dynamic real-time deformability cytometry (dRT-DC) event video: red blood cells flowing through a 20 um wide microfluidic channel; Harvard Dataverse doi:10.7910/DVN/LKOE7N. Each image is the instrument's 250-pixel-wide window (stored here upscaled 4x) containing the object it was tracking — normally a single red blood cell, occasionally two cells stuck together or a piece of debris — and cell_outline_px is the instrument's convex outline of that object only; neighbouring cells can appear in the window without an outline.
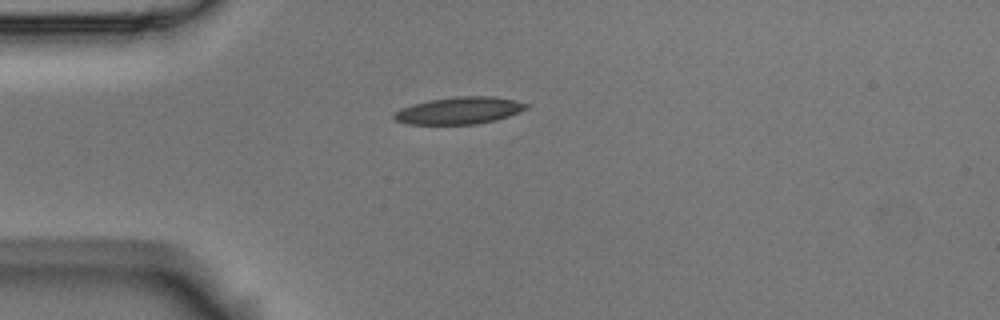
{"species": "Egyptian fruit bat (a non-hibernating species)", "species_latin": "Rousettus aegyptiacus", "temperature_condition": "room temperature", "stored_images_in_passage": 8, "camera_frame_rate_fps": 3000, "um_per_image_px": 0.085, "animal": {"sex": "male"}, "frame": {"image": 1, "passage_image": 1, "time_ms": 0.0, "image_size_px": [1000, 320], "cell_outline_px": [[528, 108], [508, 116], [496, 120], [476, 124], [408, 124], [396, 120], [392, 116], [400, 108], [412, 104], [432, 100], [456, 96], [496, 96], [516, 100], [528, 104]], "centroid_in_image_um": [39.06, 9.39], "position_along_channel_um": 45.9, "area_um2": 20.81}}
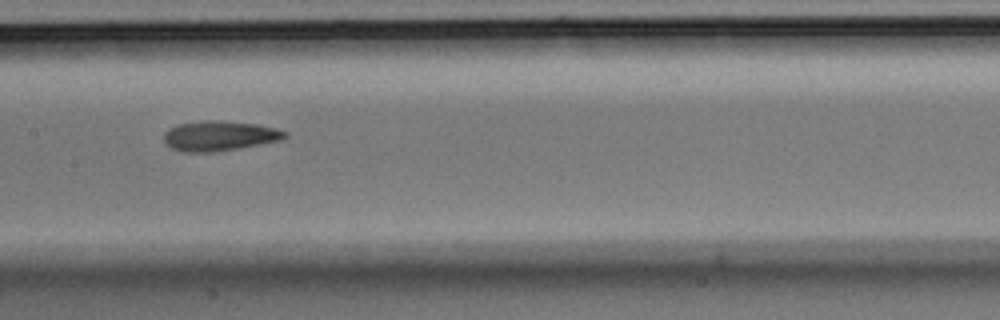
{"frame": {"image": 2, "passage_image": 5, "time_ms": 1.333, "image_size_px": [1000, 320], "cell_outline_px": [[288, 136], [280, 140], [240, 148], [212, 152], [184, 152], [172, 148], [164, 140], [164, 132], [168, 128], [176, 124], [204, 120], [216, 120], [256, 124], [276, 128], [288, 132]], "centroid_in_image_um": [18.64, 11.54], "position_along_channel_um": 188.8, "area_um2": 21.15}}
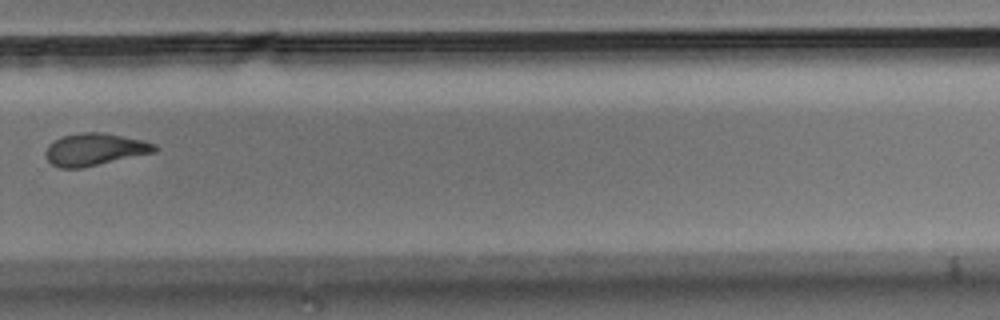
{"frame": {"image": 3, "passage_image": 8, "time_ms": 2.333, "image_size_px": [1000, 320], "cell_outline_px": [[160, 148], [156, 152], [80, 168], [60, 168], [52, 164], [44, 156], [44, 152], [48, 144], [52, 140], [64, 136], [84, 132], [100, 132], [144, 140], [156, 144]], "centroid_in_image_um": [8.05, 12.7], "position_along_channel_um": 321.8, "area_um2": 20.58}}